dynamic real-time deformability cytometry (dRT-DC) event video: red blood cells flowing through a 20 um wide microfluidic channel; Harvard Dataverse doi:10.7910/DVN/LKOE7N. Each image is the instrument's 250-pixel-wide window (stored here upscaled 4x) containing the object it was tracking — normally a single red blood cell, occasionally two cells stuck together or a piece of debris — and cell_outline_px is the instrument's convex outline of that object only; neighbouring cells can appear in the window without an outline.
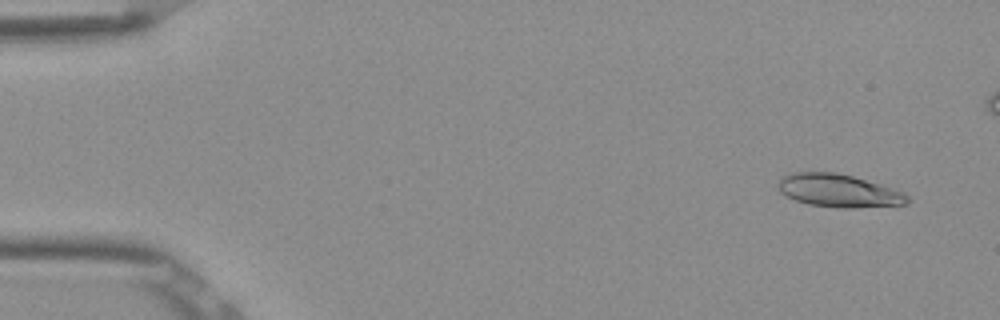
{"species": "Egyptian fruit bat (a non-hibernating species)", "species_latin": "Rousettus aegyptiacus", "temperature_condition": "room temperature", "stored_images_in_passage": 4, "camera_frame_rate_fps": 3000, "um_per_image_px": 0.085, "frame": {"image": 1, "passage_image": 1, "time_ms": 0.0, "image_size_px": [1000, 320], "cell_outline_px": [[908, 204], [896, 208], [836, 208], [808, 204], [784, 196], [776, 188], [776, 184], [784, 176], [796, 172], [836, 172], [852, 176], [880, 184], [904, 192], [908, 196]], "centroid_in_image_um": [71.36, 16.25], "position_along_channel_um": 13.6, "area_um2": 25.55}}